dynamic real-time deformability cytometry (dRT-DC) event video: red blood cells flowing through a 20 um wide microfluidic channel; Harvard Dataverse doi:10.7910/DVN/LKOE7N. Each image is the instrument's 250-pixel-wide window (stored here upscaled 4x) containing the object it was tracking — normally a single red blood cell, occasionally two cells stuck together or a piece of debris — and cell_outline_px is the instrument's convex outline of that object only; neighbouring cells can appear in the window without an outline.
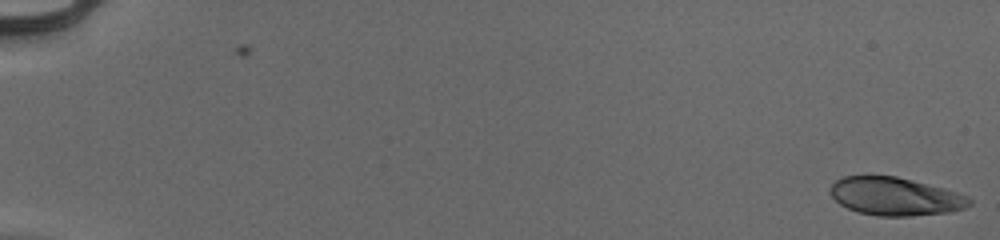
{"species": "human", "species_latin": "Homo sapiens", "temperature_condition": "cold", "stored_images_in_passage": 54, "camera_frame_rate_fps": 3000, "um_per_image_px": 0.085, "donor": {"sex": "male"}, "frame": {"image": 1, "passage_image": 1, "time_ms": 0.0, "image_size_px": [1000, 240], "cell_outline_px": [[972, 204], [964, 208], [952, 212], [912, 216], [876, 216], [860, 212], [848, 208], [840, 204], [832, 196], [832, 184], [840, 176], [896, 176], [944, 188], [968, 196], [972, 200]], "centroid_in_image_um": [76.13, 16.7], "position_along_channel_um": 8.9, "area_um2": 30.81}}
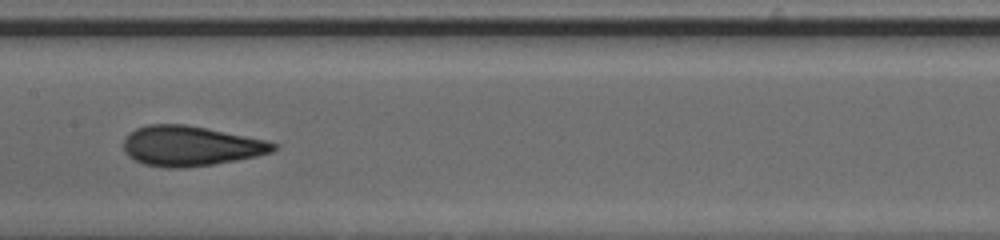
{"frame": {"image": 2, "passage_image": 30, "time_ms": 9.667, "image_size_px": [1000, 240], "cell_outline_px": [[276, 148], [272, 152], [256, 156], [212, 164], [184, 168], [164, 168], [144, 164], [128, 156], [124, 152], [124, 140], [128, 132], [136, 128], [148, 124], [184, 124], [264, 140], [276, 144]], "centroid_in_image_um": [16.12, 12.41], "position_along_channel_um": 191.3, "area_um2": 34.56}}
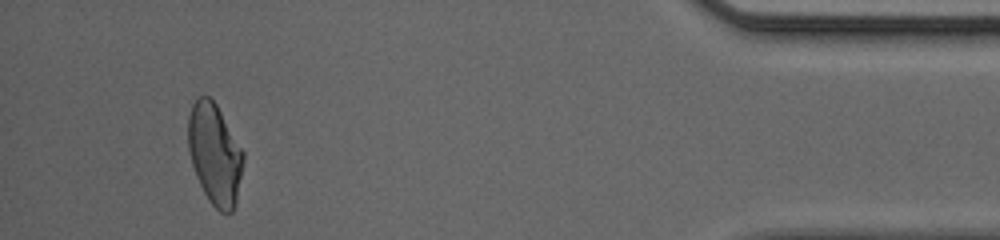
{"frame": {"image": 3, "passage_image": 51, "time_ms": 16.667, "image_size_px": [1000, 240], "cell_outline_px": [[244, 160], [236, 200], [232, 212], [220, 212], [208, 200], [196, 176], [192, 164], [188, 148], [188, 116], [192, 104], [200, 96], [208, 96], [216, 104], [244, 152]], "centroid_in_image_um": [18.24, 13.09], "position_along_channel_um": 417.0, "area_um2": 32.14}, "authors_computed_cell_mechanics": {"area_um2": 33.3795, "velocity_mm_per_s": 4.0049, "shape_relaxation_time_tau1_ms": 6.4973, "shape_relaxation_time_tau2_ms": 0.8482, "deformation_change_tau1": 0.2106, "deformation_change_tau2": 0.0687}}